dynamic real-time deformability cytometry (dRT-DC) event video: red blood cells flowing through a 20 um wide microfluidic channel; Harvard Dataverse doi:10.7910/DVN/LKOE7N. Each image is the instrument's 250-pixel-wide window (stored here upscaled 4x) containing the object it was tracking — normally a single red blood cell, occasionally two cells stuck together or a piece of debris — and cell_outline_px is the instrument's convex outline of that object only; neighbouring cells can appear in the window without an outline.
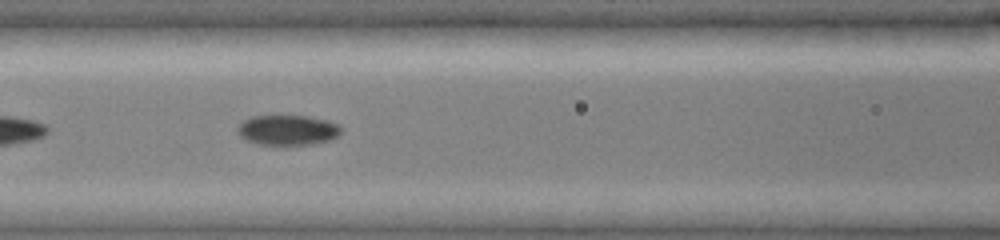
{"species": "common noctule bat (a hibernating species)", "species_latin": "Nyctalus noctula", "temperature_condition": "cold", "stored_images_in_passage": 14, "camera_frame_rate_fps": 3000, "um_per_image_px": 0.085, "animal": {"sex": "female", "body_mass_g": 19.0, "forearm_length_mm": 51.5}, "frame": {"image": 1, "passage_image": 8, "time_ms": 2.667, "image_size_px": [1000, 240], "cell_outline_px": [[344, 128], [332, 140], [308, 144], [260, 144], [248, 140], [240, 136], [236, 132], [236, 128], [244, 120], [252, 116], [308, 116], [328, 120], [340, 124]], "centroid_in_image_um": [24.48, 11.04], "position_along_channel_um": 142.1, "area_um2": 18.15}}
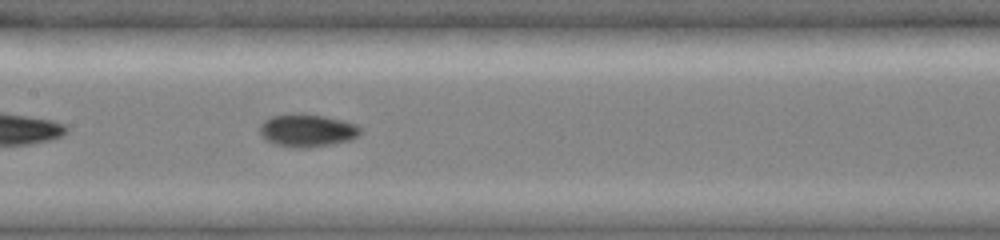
{"frame": {"image": 2, "passage_image": 10, "time_ms": 3.667, "image_size_px": [1000, 240], "cell_outline_px": [[360, 132], [352, 140], [332, 144], [308, 148], [292, 148], [276, 144], [268, 140], [260, 132], [260, 124], [264, 120], [272, 116], [324, 116], [344, 120], [356, 124], [360, 128]], "centroid_in_image_um": [26.15, 11.13], "position_along_channel_um": 181.2, "area_um2": 18.55}}